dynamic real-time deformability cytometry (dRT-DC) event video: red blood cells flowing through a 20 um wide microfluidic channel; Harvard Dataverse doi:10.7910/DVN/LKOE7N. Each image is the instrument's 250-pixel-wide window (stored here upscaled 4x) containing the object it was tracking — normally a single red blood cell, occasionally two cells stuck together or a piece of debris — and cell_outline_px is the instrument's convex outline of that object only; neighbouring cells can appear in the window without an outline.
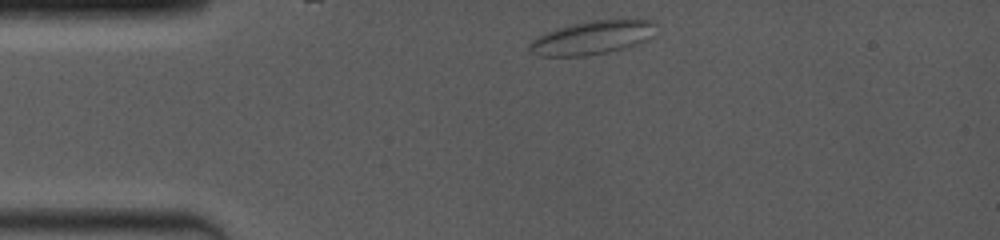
{"species": "common noctule bat (a hibernating species)", "species_latin": "Nyctalus noctula", "temperature_condition": "room temperature", "stored_images_in_passage": 22, "camera_frame_rate_fps": 4000, "um_per_image_px": 0.085, "animal": {"sex": "female", "body_mass_g": 19.0, "forearm_length_mm": 53.3}, "frame": {"image": 1, "passage_image": 1, "time_ms": 0.0, "image_size_px": [1000, 240], "cell_outline_px": [[656, 36], [640, 44], [608, 52], [584, 56], [540, 56], [532, 52], [528, 48], [528, 44], [532, 40], [548, 32], [560, 28], [588, 20], [652, 20], [656, 24]], "centroid_in_image_um": [50.43, 3.21], "position_along_channel_um": 34.6, "area_um2": 24.74}}
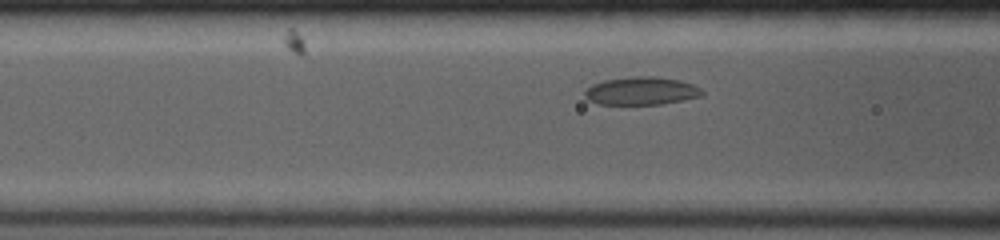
{"frame": {"image": 2, "passage_image": 14, "time_ms": 3.0, "image_size_px": [1000, 240], "cell_outline_px": [[704, 96], [684, 100], [660, 104], [600, 104], [588, 100], [584, 96], [584, 92], [592, 84], [604, 80], [636, 76], [652, 76], [680, 80], [692, 84], [700, 88], [704, 92]], "centroid_in_image_um": [54.54, 7.73], "position_along_channel_um": 112.1, "area_um2": 19.13}}
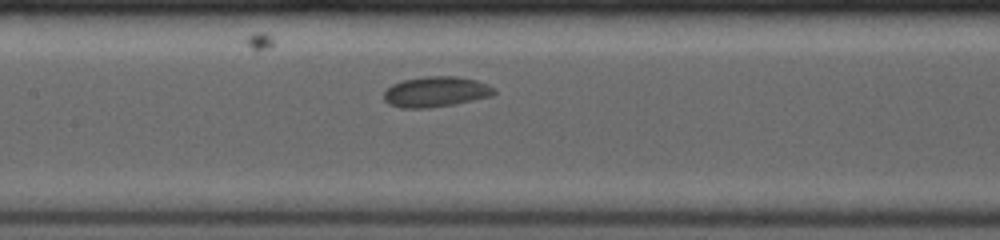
{"frame": {"image": 3, "passage_image": 19, "time_ms": 4.5, "image_size_px": [1000, 240], "cell_outline_px": [[496, 92], [492, 96], [452, 104], [428, 108], [400, 108], [388, 104], [384, 100], [384, 92], [392, 84], [404, 80], [424, 76], [456, 76], [476, 80], [488, 84], [496, 88]], "centroid_in_image_um": [37.05, 7.8], "position_along_channel_um": 170.4, "area_um2": 19.59}}